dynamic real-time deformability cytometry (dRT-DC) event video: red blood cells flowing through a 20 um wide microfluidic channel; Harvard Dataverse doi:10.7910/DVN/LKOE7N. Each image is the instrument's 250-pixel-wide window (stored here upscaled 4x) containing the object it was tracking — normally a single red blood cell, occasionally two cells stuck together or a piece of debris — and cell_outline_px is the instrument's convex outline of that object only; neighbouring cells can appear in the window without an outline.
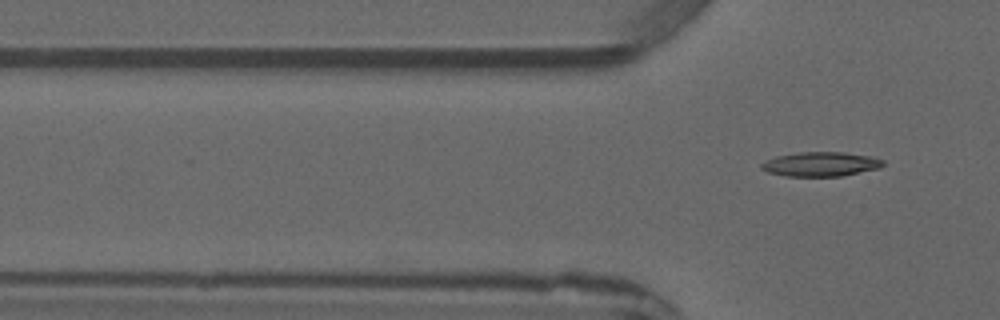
{"species": "common noctule bat (a hibernating species)", "species_latin": "Nyctalus noctula", "temperature_condition": "warm", "stored_images_in_passage": 2, "camera_frame_rate_fps": 3000, "um_per_image_px": 0.085, "animal": {"sex": "male", "forearm_length_mm": 52.5}, "frame": {"image": 1, "passage_image": 2, "time_ms": 1.0, "image_size_px": [1000, 320], "cell_outline_px": [[884, 164], [880, 168], [840, 176], [788, 176], [768, 172], [760, 168], [760, 164], [776, 156], [796, 152], [844, 152], [868, 156], [884, 160]], "centroid_in_image_um": [69.75, 13.95], "position_along_channel_um": 56.0, "area_um2": 17.17}}